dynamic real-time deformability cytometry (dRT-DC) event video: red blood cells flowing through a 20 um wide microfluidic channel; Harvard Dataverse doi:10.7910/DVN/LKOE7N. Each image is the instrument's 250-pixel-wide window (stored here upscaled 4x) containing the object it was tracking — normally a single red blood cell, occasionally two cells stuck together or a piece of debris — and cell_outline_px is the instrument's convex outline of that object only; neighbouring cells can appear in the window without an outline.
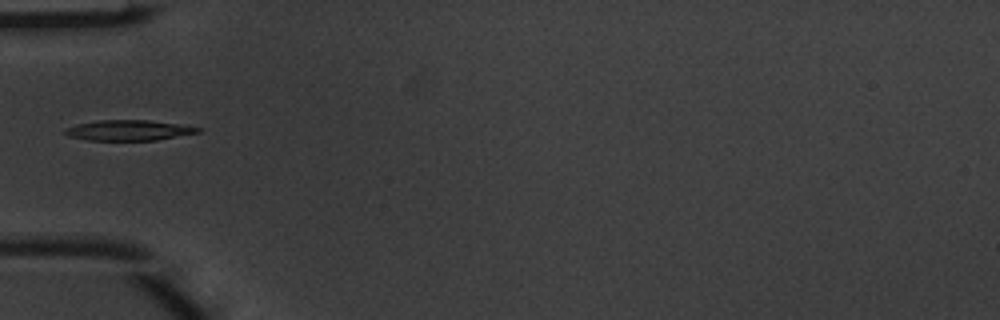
{"species": "common noctule bat (a hibernating species)", "species_latin": "Nyctalus noctula", "temperature_condition": "warm", "stored_images_in_passage": 3, "camera_frame_rate_fps": 3000, "um_per_image_px": 0.085, "animal": {"sex": "male", "body_mass_g": 20.1, "forearm_length_mm": 53.5}, "frame": {"image": 1, "passage_image": 1, "time_ms": 0.0, "image_size_px": [1000, 320], "cell_outline_px": [[204, 128], [200, 132], [156, 140], [88, 140], [68, 136], [64, 132], [64, 128], [76, 124], [100, 120], [148, 120]], "centroid_in_image_um": [10.91, 11.07], "position_along_channel_um": 74.1, "area_um2": 15.72}}
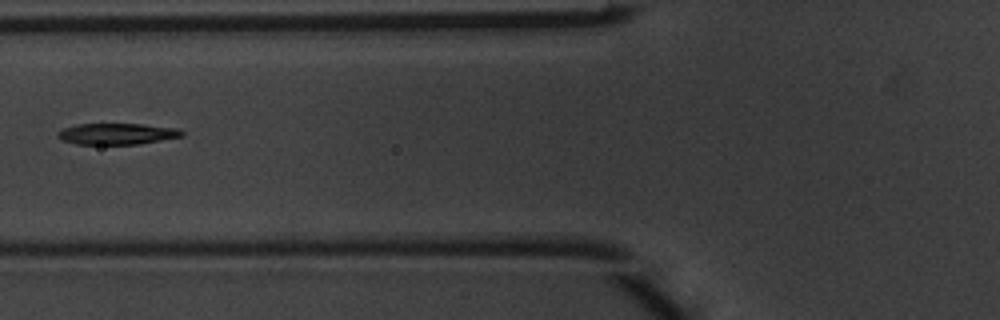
{"frame": {"image": 2, "passage_image": 2, "time_ms": 0.333, "image_size_px": [1000, 320], "cell_outline_px": [[184, 136], [136, 144], [76, 144], [60, 140], [56, 136], [56, 132], [64, 128], [76, 124], [144, 124], [176, 128], [184, 132]], "centroid_in_image_um": [9.9, 11.37], "position_along_channel_um": 115.9, "area_um2": 15.37}}
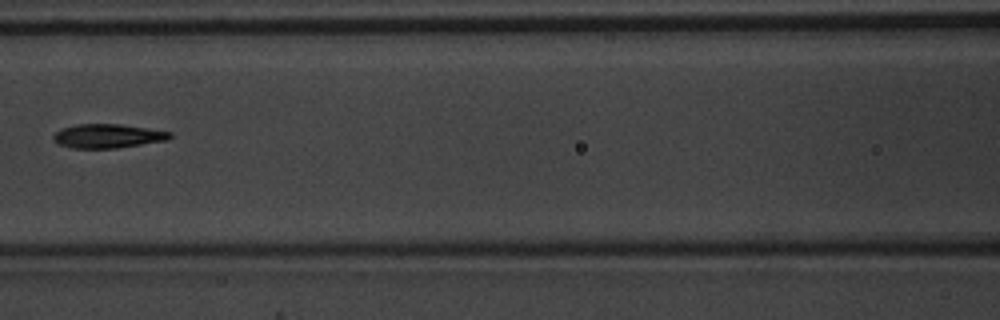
{"frame": {"image": 3, "passage_image": 3, "time_ms": 0.667, "image_size_px": [1000, 320], "cell_outline_px": [[172, 136], [168, 140], [116, 148], [72, 148], [60, 144], [52, 140], [52, 136], [56, 132], [64, 128], [76, 124], [120, 124], [148, 128], [172, 132]], "centroid_in_image_um": [9.17, 11.56], "position_along_channel_um": 157.4, "area_um2": 16.24}}